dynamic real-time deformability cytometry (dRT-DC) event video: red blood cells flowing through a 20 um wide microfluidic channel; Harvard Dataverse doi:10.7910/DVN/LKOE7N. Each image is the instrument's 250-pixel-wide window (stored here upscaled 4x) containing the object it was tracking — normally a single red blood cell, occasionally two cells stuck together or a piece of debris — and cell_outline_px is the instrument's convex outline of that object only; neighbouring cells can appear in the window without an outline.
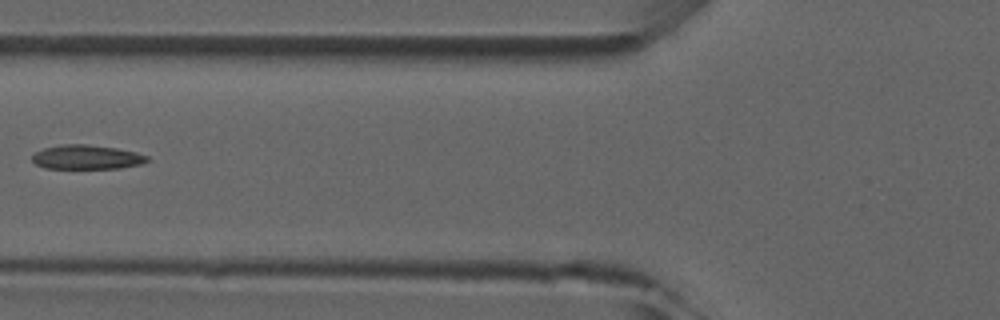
{"species": "common noctule bat (a hibernating species)", "species_latin": "Nyctalus noctula", "temperature_condition": "room temperature", "stored_images_in_passage": 5, "camera_frame_rate_fps": 3000, "um_per_image_px": 0.085, "animal": {"sex": "male", "forearm_length_mm": 52.5}, "frame": {"image": 1, "passage_image": 5, "time_ms": 5.333, "image_size_px": [1000, 320], "cell_outline_px": [[148, 160], [140, 164], [120, 168], [44, 168], [36, 164], [32, 160], [32, 156], [36, 152], [44, 148], [64, 144], [84, 144], [116, 148], [136, 152], [148, 156]], "centroid_in_image_um": [7.36, 13.35], "position_along_channel_um": 118.4, "area_um2": 16.07}}